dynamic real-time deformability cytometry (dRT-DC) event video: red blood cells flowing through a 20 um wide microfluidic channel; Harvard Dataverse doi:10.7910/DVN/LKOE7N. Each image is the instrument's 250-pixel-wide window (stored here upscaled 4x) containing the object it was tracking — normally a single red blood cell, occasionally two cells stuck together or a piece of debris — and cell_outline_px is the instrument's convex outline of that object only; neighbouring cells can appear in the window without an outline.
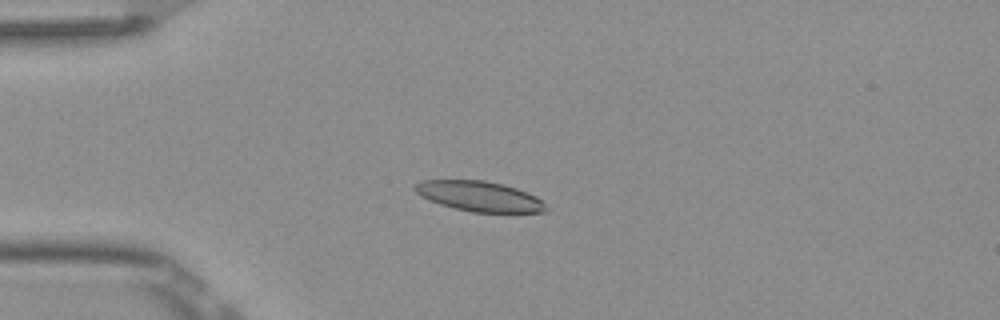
{"species": "Egyptian fruit bat (a non-hibernating species)", "species_latin": "Rousettus aegyptiacus", "temperature_condition": "room temperature", "stored_images_in_passage": 6, "camera_frame_rate_fps": 3000, "um_per_image_px": 0.085, "frame": {"image": 1, "passage_image": 4, "time_ms": 1.0, "image_size_px": [1000, 320], "cell_outline_px": [[548, 208], [544, 212], [472, 212], [440, 204], [428, 200], [420, 196], [412, 188], [420, 180], [484, 180], [504, 184], [528, 192], [536, 196]], "centroid_in_image_um": [40.72, 16.67], "position_along_channel_um": 44.3, "area_um2": 23.0}}
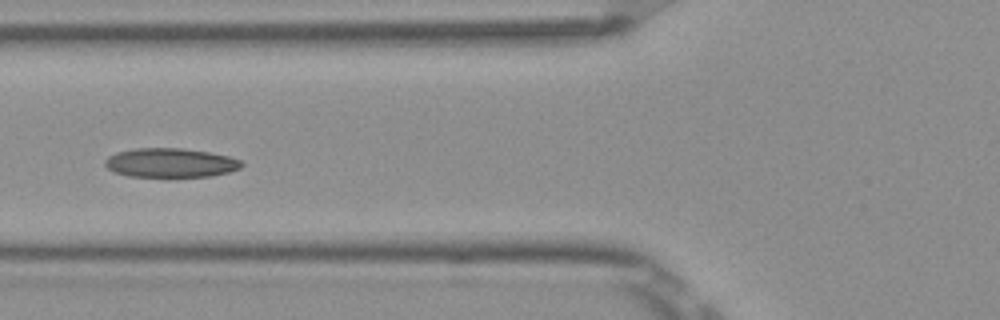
{"frame": {"image": 2, "passage_image": 6, "time_ms": 1.667, "image_size_px": [1000, 320], "cell_outline_px": [[244, 164], [240, 168], [228, 172], [208, 176], [128, 176], [116, 172], [108, 168], [104, 164], [104, 160], [108, 156], [116, 152], [136, 148], [180, 148], [208, 152], [228, 156], [240, 160]], "centroid_in_image_um": [14.47, 13.82], "position_along_channel_um": 111.3, "area_um2": 22.95}}